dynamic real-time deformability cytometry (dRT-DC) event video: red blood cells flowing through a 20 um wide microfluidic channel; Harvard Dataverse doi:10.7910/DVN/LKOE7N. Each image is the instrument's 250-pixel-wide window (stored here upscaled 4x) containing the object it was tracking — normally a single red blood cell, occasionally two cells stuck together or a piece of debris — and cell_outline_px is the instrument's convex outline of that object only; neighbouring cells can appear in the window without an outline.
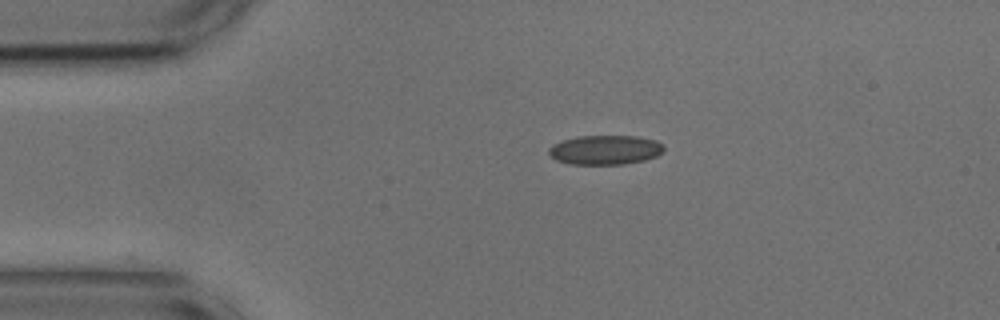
{"species": "common noctule bat (a hibernating species)", "species_latin": "Nyctalus noctula", "temperature_condition": "cold", "stored_images_in_passage": 42, "camera_frame_rate_fps": 3000, "um_per_image_px": 0.085, "animal": {"sex": "male", "body_mass_g": 17.9, "forearm_length_mm": 54.2}, "frame": {"image": 1, "passage_image": 1, "time_ms": 0.0, "image_size_px": [1000, 320], "cell_outline_px": [[664, 152], [656, 156], [644, 160], [624, 164], [568, 164], [556, 160], [548, 152], [548, 148], [552, 144], [576, 136], [636, 136], [656, 140], [664, 144]], "centroid_in_image_um": [51.45, 12.74], "position_along_channel_um": 33.5, "area_um2": 19.83}}
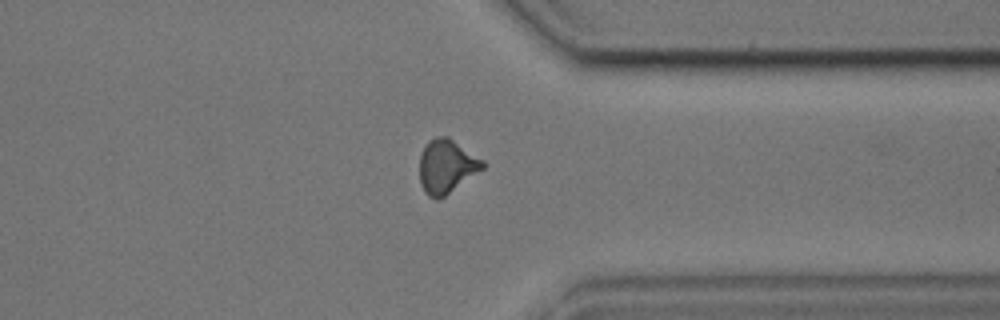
{"frame": {"image": 2, "passage_image": 32, "time_ms": 10.333, "image_size_px": [1000, 320], "cell_outline_px": [[484, 168], [444, 196], [436, 200], [428, 196], [424, 192], [420, 184], [420, 156], [428, 140], [436, 136], [448, 136], [484, 160]], "centroid_in_image_um": [37.94, 14.13], "position_along_channel_um": 373.5, "area_um2": 19.71}}
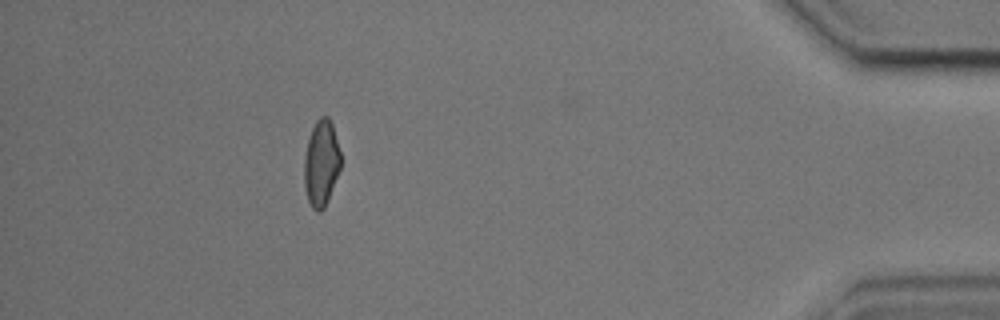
{"frame": {"image": 3, "passage_image": 39, "time_ms": 12.667, "image_size_px": [1000, 320], "cell_outline_px": [[340, 168], [324, 208], [320, 212], [316, 212], [312, 208], [308, 200], [304, 188], [304, 156], [308, 140], [312, 128], [316, 120], [320, 116], [328, 116], [332, 124], [340, 152]], "centroid_in_image_um": [27.28, 13.87], "position_along_channel_um": 407.9, "area_um2": 18.21}, "authors_computed_cell_mechanics": {"area_um2": 18.8717, "velocity_mm_per_s": 3.6665, "shape_relaxation_time_tau1_ms": null, "shape_relaxation_time_tau2_ms": 1.6325, "deformation_change_tau1": null, "deformation_change_tau2": 0.0879}}